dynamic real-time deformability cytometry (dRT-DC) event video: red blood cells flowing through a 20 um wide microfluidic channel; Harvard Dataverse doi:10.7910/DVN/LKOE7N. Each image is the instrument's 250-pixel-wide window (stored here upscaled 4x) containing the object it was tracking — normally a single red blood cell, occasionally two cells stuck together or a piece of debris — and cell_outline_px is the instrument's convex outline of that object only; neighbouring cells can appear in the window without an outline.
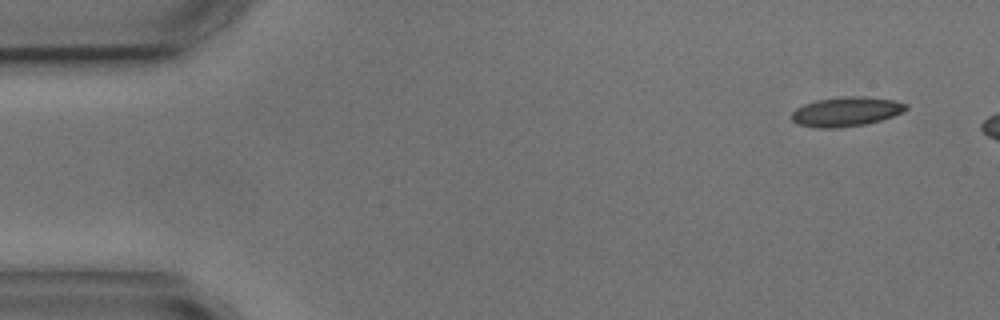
{"species": "common noctule bat (a hibernating species)", "species_latin": "Nyctalus noctula", "temperature_condition": "cold", "stored_images_in_passage": 3, "camera_frame_rate_fps": 3000, "um_per_image_px": 0.085, "animal": {"sex": "male", "body_mass_g": 17.9, "forearm_length_mm": 54.2}, "frame": {"image": 1, "passage_image": 1, "time_ms": 0.0, "image_size_px": [1000, 320], "cell_outline_px": [[908, 108], [904, 112], [880, 120], [864, 124], [840, 128], [816, 128], [796, 124], [792, 120], [792, 112], [796, 108], [804, 104], [816, 100], [844, 96], [864, 96], [892, 100], [908, 104]], "centroid_in_image_um": [71.91, 9.49], "position_along_channel_um": 13.1, "area_um2": 19.71}}